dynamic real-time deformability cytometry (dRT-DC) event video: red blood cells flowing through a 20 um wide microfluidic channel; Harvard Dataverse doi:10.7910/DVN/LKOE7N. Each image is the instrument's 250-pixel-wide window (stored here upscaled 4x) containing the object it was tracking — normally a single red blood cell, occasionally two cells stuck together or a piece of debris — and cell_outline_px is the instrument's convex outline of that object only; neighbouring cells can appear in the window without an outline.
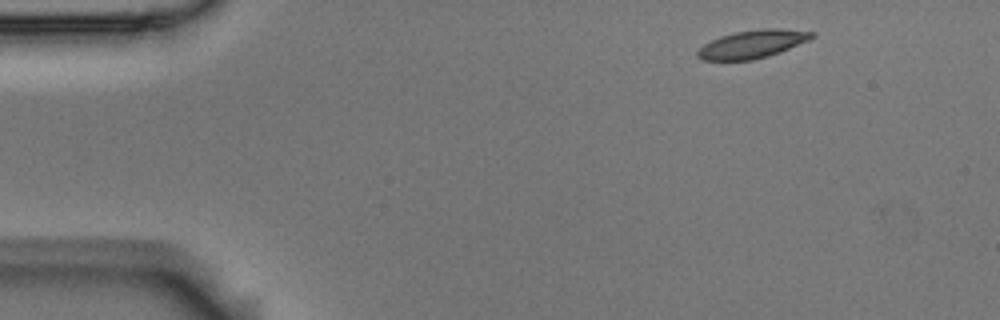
{"species": "Egyptian fruit bat (a non-hibernating species)", "species_latin": "Rousettus aegyptiacus", "temperature_condition": "room temperature", "stored_images_in_passage": 3, "camera_frame_rate_fps": 3000, "um_per_image_px": 0.085, "animal": {"sex": "male"}, "frame": {"image": 1, "passage_image": 1, "time_ms": 0.0, "image_size_px": [1000, 320], "cell_outline_px": [[816, 36], [808, 40], [780, 52], [768, 56], [752, 60], [700, 60], [696, 56], [696, 52], [704, 44], [720, 36], [736, 32], [760, 28], [780, 28], [816, 32]], "centroid_in_image_um": [63.96, 3.74], "position_along_channel_um": 21.0, "area_um2": 18.73}}
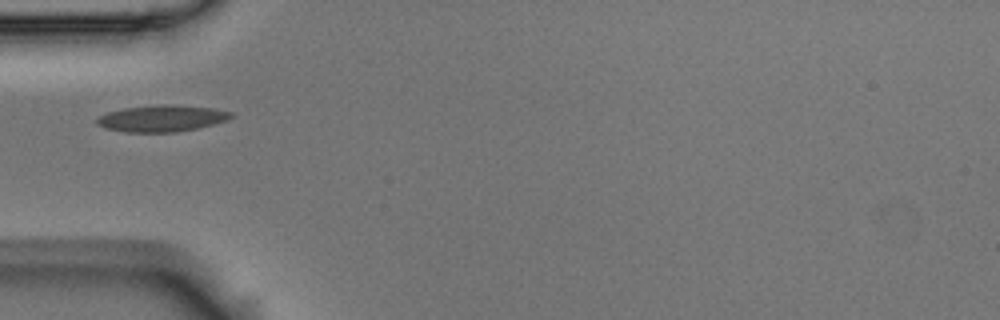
{"frame": {"image": 2, "passage_image": 3, "time_ms": 0.667, "image_size_px": [1000, 320], "cell_outline_px": [[236, 116], [228, 120], [196, 128], [176, 132], [124, 132], [104, 128], [96, 124], [96, 116], [108, 112], [124, 108], [156, 104], [168, 104], [216, 108], [232, 112]], "centroid_in_image_um": [13.75, 10.05], "position_along_channel_um": 71.3, "area_um2": 21.04}}